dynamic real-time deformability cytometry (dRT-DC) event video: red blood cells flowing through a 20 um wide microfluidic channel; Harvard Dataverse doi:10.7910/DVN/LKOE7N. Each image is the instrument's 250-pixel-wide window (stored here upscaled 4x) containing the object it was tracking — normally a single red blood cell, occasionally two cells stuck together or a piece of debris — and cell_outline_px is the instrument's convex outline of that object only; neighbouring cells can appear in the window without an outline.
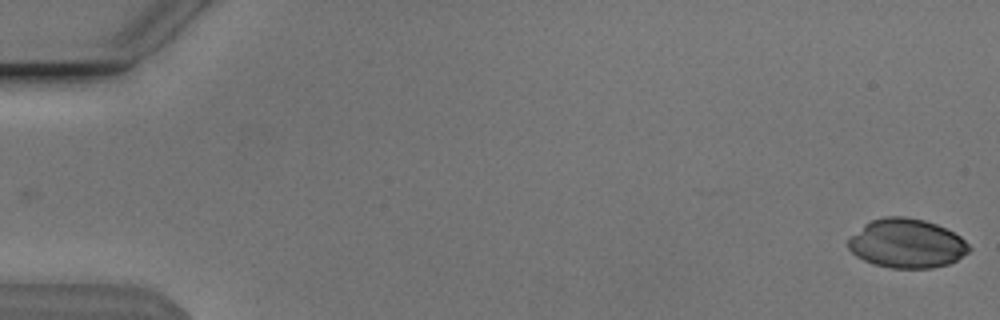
{"species": "Egyptian fruit bat (a non-hibernating species)", "species_latin": "Rousettus aegyptiacus", "temperature_condition": "cold", "stored_images_in_passage": 54, "camera_frame_rate_fps": 3000, "um_per_image_px": 0.085, "animal": {"sex": "male"}, "frame": {"image": 1, "passage_image": 1, "time_ms": 0.0, "image_size_px": [1000, 320], "cell_outline_px": [[972, 248], [968, 252], [956, 260], [948, 264], [932, 268], [892, 268], [872, 264], [856, 256], [848, 248], [848, 240], [864, 224], [872, 220], [884, 216], [904, 216], [924, 220], [936, 224], [960, 236]], "centroid_in_image_um": [77.07, 20.69], "position_along_channel_um": 7.9, "area_um2": 34.45}}